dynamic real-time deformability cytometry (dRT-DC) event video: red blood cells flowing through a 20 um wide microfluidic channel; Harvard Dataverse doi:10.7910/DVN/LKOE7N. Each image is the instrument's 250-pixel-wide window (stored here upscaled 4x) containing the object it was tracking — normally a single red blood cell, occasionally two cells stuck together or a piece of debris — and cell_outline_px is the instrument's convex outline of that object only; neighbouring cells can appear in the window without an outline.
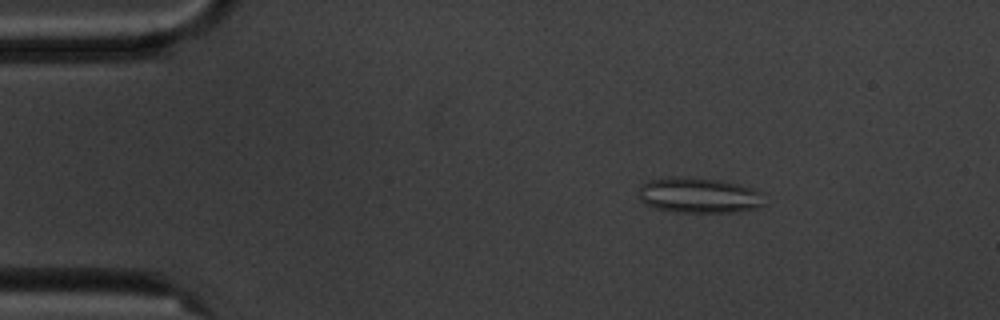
{"species": "common noctule bat (a hibernating species)", "species_latin": "Nyctalus noctula", "temperature_condition": "cold", "stored_images_in_passage": 4, "camera_frame_rate_fps": 3000, "um_per_image_px": 0.085, "animal": {"sex": "male", "body_mass_g": 20.1, "forearm_length_mm": 53.5}, "frame": {"image": 1, "passage_image": 2, "time_ms": 1.333, "image_size_px": [1000, 320], "cell_outline_px": [[764, 204], [756, 208], [740, 212], [672, 212], [652, 208], [644, 204], [640, 200], [640, 188], [644, 184], [652, 180], [668, 176], [696, 176], [724, 180], [740, 184], [752, 188], [760, 192]], "centroid_in_image_um": [59.4, 16.59], "position_along_channel_um": 25.6, "area_um2": 26.47}}